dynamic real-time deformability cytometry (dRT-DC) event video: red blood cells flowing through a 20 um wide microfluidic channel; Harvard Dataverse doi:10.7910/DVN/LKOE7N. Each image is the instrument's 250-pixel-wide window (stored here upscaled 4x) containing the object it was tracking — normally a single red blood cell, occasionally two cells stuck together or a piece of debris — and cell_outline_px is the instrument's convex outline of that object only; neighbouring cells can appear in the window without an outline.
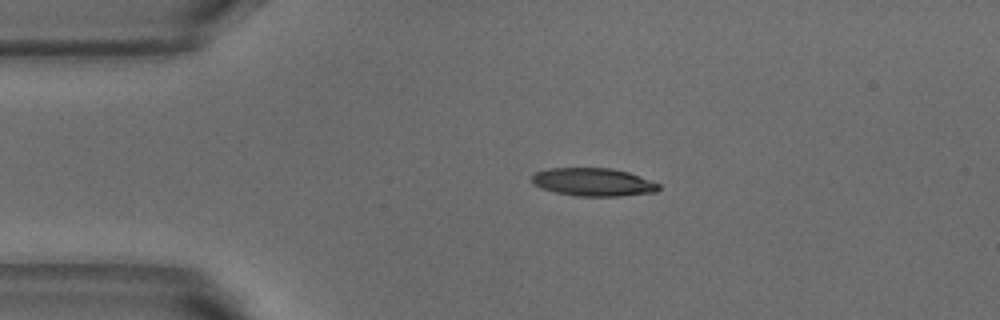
{"species": "common noctule bat (a hibernating species)", "species_latin": "Nyctalus noctula", "temperature_condition": "warm", "stored_images_in_passage": 3, "camera_frame_rate_fps": 3000, "um_per_image_px": 0.085, "animal": {"sex": "male", "body_mass_g": 18.8}, "frame": {"image": 1, "passage_image": 2, "time_ms": 0.333, "image_size_px": [1000, 320], "cell_outline_px": [[660, 188], [656, 192], [620, 196], [580, 196], [556, 192], [532, 184], [532, 176], [536, 172], [548, 168], [612, 168], [628, 172], [660, 184]], "centroid_in_image_um": [50.44, 15.47], "position_along_channel_um": 34.6, "area_um2": 20.58}}